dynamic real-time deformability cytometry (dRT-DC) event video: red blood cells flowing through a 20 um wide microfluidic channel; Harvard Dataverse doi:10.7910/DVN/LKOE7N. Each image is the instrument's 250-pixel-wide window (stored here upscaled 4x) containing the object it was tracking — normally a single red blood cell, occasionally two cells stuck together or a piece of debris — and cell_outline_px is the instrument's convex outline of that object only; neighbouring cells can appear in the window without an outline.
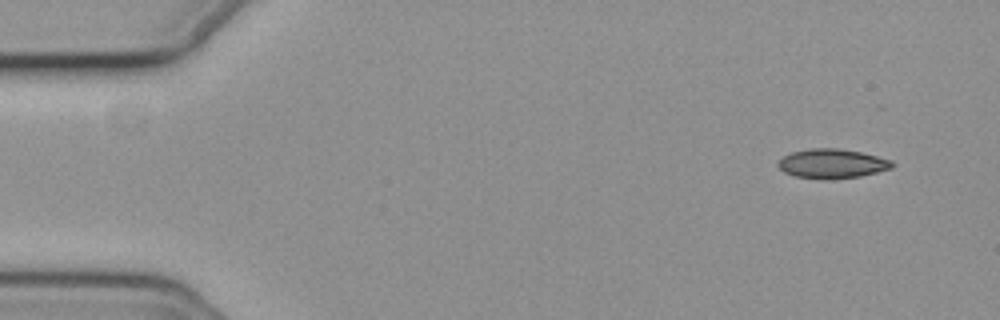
{"species": "common noctule bat (a hibernating species)", "species_latin": "Nyctalus noctula", "temperature_condition": "cold", "stored_images_in_passage": 43, "camera_frame_rate_fps": 3000, "um_per_image_px": 0.085, "animal": {"sex": "female", "body_mass_g": 19.3, "forearm_length_mm": 54.1}, "frame": {"image": 1, "passage_image": 1, "time_ms": 0.0, "image_size_px": [1000, 320], "cell_outline_px": [[896, 164], [892, 168], [860, 176], [832, 180], [820, 180], [796, 176], [784, 172], [776, 164], [784, 156], [792, 152], [808, 148], [836, 148], [860, 152], [892, 160]], "centroid_in_image_um": [70.73, 13.92], "position_along_channel_um": 14.3, "area_um2": 19.65}}
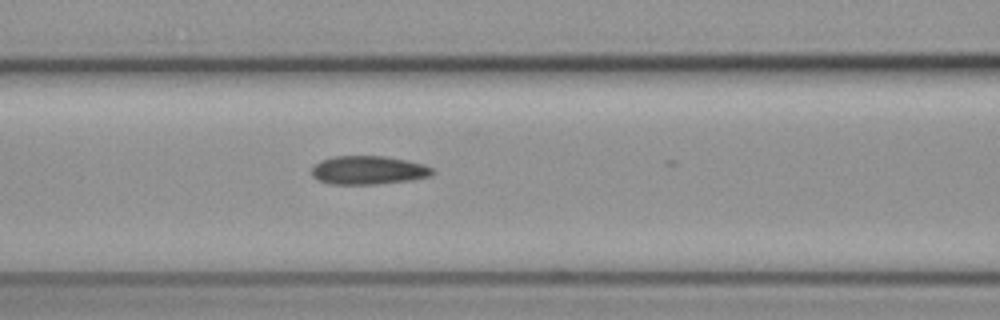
{"frame": {"image": 2, "passage_image": 20, "time_ms": 6.333, "image_size_px": [1000, 320], "cell_outline_px": [[436, 172], [432, 176], [412, 180], [376, 184], [332, 184], [316, 180], [312, 176], [312, 168], [320, 160], [332, 156], [384, 156], [408, 160], [424, 164], [432, 168]], "centroid_in_image_um": [31.33, 14.46], "position_along_channel_um": 135.3, "area_um2": 20.35}}
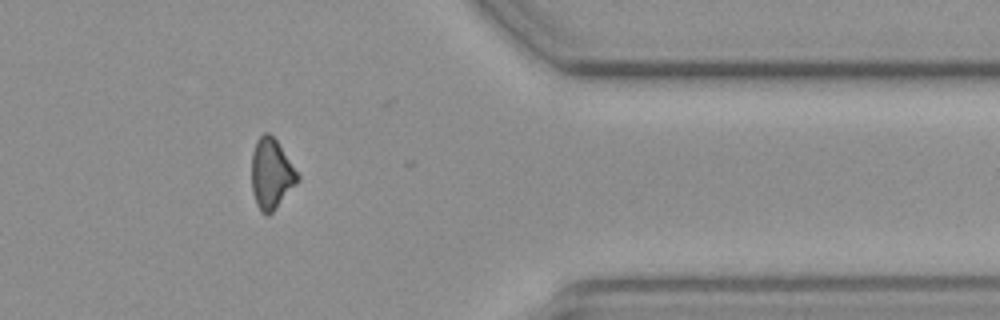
{"frame": {"image": 3, "passage_image": 42, "time_ms": 13.667, "image_size_px": [1000, 320], "cell_outline_px": [[300, 180], [272, 212], [268, 216], [264, 216], [260, 212], [256, 204], [252, 192], [252, 152], [256, 140], [264, 132], [268, 132], [276, 140], [300, 176]], "centroid_in_image_um": [23.05, 14.8], "position_along_channel_um": 388.4, "area_um2": 18.84}, "authors_computed_cell_mechanics": {"area_um2": 19.8254, "velocity_mm_per_s": 3.7361, "shape_relaxation_time_tau1_ms": 9.78, "shape_relaxation_time_tau2_ms": 4.6429, "deformation_change_tau1": 0.136, "deformation_change_tau2": 0.1068}}